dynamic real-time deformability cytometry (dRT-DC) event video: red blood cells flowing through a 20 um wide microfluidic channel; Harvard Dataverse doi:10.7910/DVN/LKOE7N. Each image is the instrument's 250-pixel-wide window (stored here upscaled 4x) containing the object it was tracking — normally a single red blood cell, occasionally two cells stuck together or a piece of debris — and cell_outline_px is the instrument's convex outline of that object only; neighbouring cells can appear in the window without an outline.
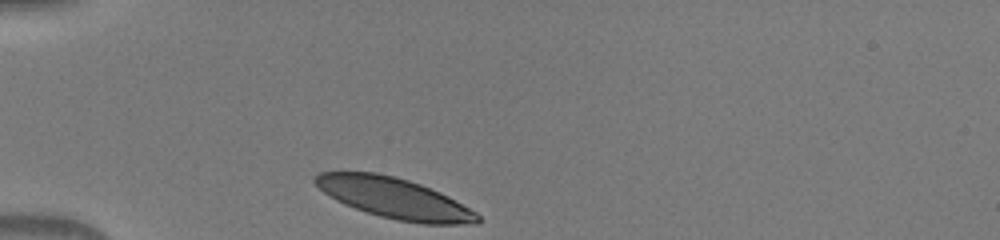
{"species": "human", "species_latin": "Homo sapiens", "temperature_condition": "warm", "stored_images_in_passage": 31, "camera_frame_rate_fps": 3000, "um_per_image_px": 0.085, "donor": {"sex": "male"}, "frame": {"image": 1, "passage_image": 1, "time_ms": 0.0, "image_size_px": [1000, 240], "cell_outline_px": [[480, 220], [476, 224], [424, 224], [396, 220], [380, 216], [344, 204], [336, 200], [324, 192], [312, 180], [312, 176], [320, 172], [376, 172], [408, 180], [420, 184], [440, 192], [448, 196], [476, 212], [480, 216]], "centroid_in_image_um": [33.52, 16.84], "position_along_channel_um": 51.5, "area_um2": 38.15}}
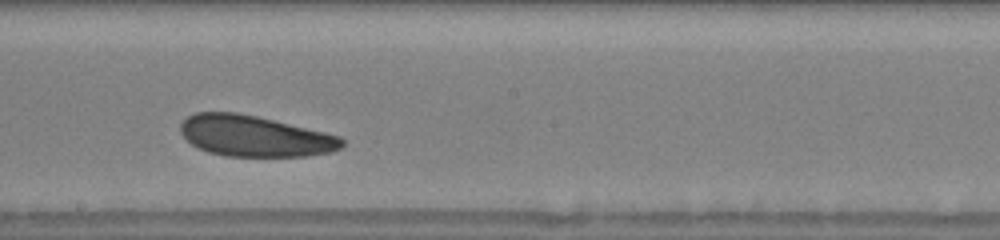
{"frame": {"image": 2, "passage_image": 16, "time_ms": 5.0, "image_size_px": [1000, 240], "cell_outline_px": [[344, 144], [340, 148], [332, 152], [308, 156], [224, 156], [208, 152], [192, 144], [180, 132], [180, 124], [188, 116], [196, 112], [236, 112], [256, 116], [324, 132], [340, 136], [344, 140]], "centroid_in_image_um": [21.65, 11.57], "position_along_channel_um": 226.6, "area_um2": 38.38}}
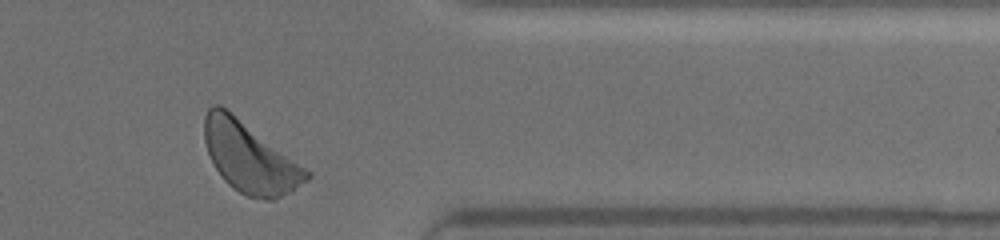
{"frame": {"image": 3, "passage_image": 29, "time_ms": 9.333, "image_size_px": [1000, 240], "cell_outline_px": [[312, 176], [308, 180], [288, 192], [272, 200], [268, 200], [248, 196], [232, 188], [224, 180], [216, 168], [208, 152], [204, 140], [204, 116], [208, 108], [212, 104], [220, 104], [312, 172]], "centroid_in_image_um": [21.22, 13.37], "position_along_channel_um": 390.2, "area_um2": 41.38}}